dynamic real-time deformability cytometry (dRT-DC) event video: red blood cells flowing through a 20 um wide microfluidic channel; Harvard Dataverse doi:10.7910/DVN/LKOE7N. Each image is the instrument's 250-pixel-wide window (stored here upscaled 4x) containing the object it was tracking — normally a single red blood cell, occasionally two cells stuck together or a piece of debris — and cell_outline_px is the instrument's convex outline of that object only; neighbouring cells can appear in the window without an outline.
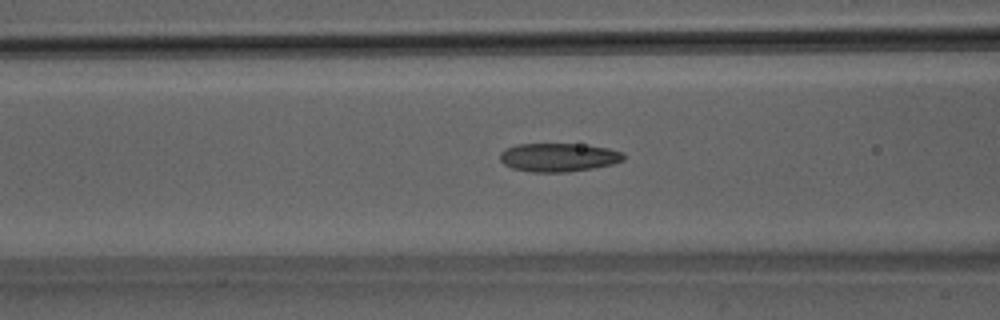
{"species": "Egyptian fruit bat (a non-hibernating species)", "species_latin": "Rousettus aegyptiacus", "temperature_condition": "room temperature", "stored_images_in_passage": 49, "camera_frame_rate_fps": 3000, "um_per_image_px": 0.085, "animal": {"sex": "male"}, "frame": {"image": 1, "passage_image": 19, "time_ms": 6.0, "image_size_px": [1000, 320], "cell_outline_px": [[624, 160], [612, 164], [592, 168], [568, 172], [532, 172], [512, 168], [504, 164], [500, 160], [500, 152], [504, 148], [516, 144], [580, 144], [608, 148], [624, 152]], "centroid_in_image_um": [47.45, 13.37], "position_along_channel_um": 119.1, "area_um2": 20.63}}
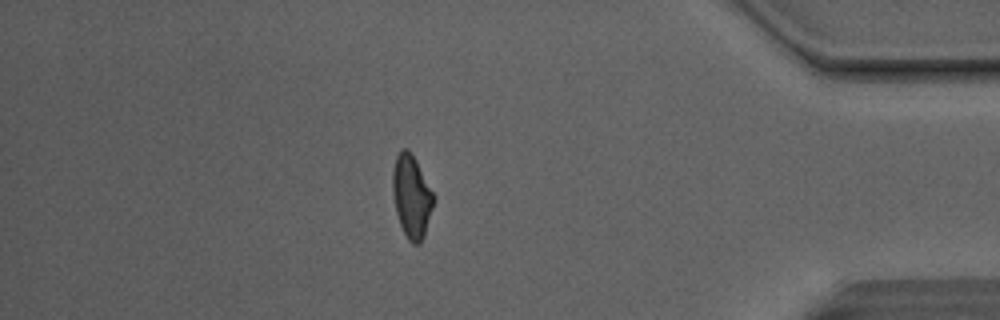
{"frame": {"image": 2, "passage_image": 42, "time_ms": 13.667, "image_size_px": [1000, 320], "cell_outline_px": [[436, 196], [424, 236], [420, 244], [412, 244], [408, 240], [400, 224], [396, 212], [392, 192], [392, 168], [396, 156], [400, 148], [408, 148], [412, 152]], "centroid_in_image_um": [34.98, 16.65], "position_along_channel_um": 400.2, "area_um2": 20.17}}
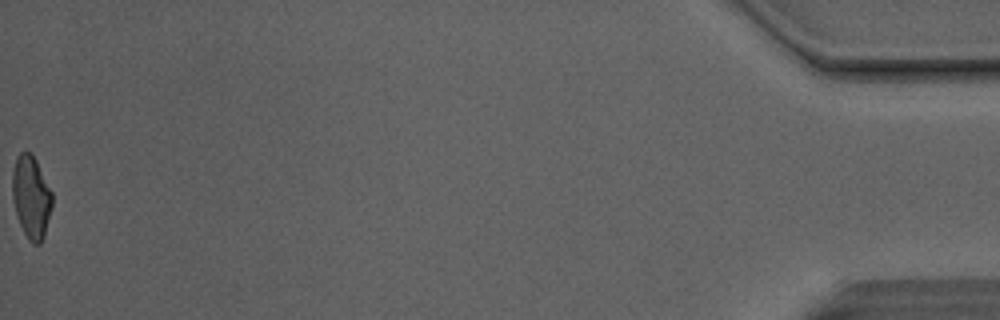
{"frame": {"image": 3, "passage_image": 49, "time_ms": 16.0, "image_size_px": [1000, 320], "cell_outline_px": [[52, 208], [44, 236], [40, 244], [32, 244], [28, 240], [20, 224], [12, 200], [12, 172], [16, 156], [20, 152], [28, 152], [36, 160], [52, 192]], "centroid_in_image_um": [2.64, 16.76], "position_along_channel_um": 432.6, "area_um2": 19.19}, "authors_computed_cell_mechanics": {"area_um2": 20.3456, "velocity_mm_per_s": 4.1628, "shape_relaxation_time_tau1_ms": 5.2429, "shape_relaxation_time_tau2_ms": 1.5274, "deformation_change_tau1": 0.1498, "deformation_change_tau2": 0.0766}}